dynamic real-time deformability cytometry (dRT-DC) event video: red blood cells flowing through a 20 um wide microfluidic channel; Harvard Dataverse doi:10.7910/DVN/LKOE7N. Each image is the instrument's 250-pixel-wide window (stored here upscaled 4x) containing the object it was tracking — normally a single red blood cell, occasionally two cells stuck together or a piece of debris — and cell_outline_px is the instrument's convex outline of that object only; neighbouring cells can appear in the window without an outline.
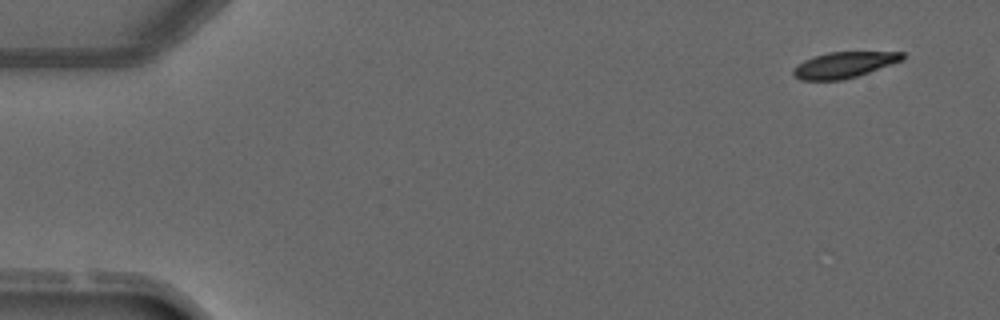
{"species": "common noctule bat (a hibernating species)", "species_latin": "Nyctalus noctula", "temperature_condition": "warm", "stored_images_in_passage": 5, "camera_frame_rate_fps": 3000, "um_per_image_px": 0.085, "animal": {"sex": "male", "forearm_length_mm": 52.5}, "frame": {"image": 1, "passage_image": 1, "time_ms": 0.0, "image_size_px": [1000, 320], "cell_outline_px": [[904, 60], [844, 80], [800, 80], [792, 72], [792, 68], [796, 64], [812, 56], [828, 52], [904, 52]], "centroid_in_image_um": [71.71, 5.51], "position_along_channel_um": 13.3, "area_um2": 16.53}}